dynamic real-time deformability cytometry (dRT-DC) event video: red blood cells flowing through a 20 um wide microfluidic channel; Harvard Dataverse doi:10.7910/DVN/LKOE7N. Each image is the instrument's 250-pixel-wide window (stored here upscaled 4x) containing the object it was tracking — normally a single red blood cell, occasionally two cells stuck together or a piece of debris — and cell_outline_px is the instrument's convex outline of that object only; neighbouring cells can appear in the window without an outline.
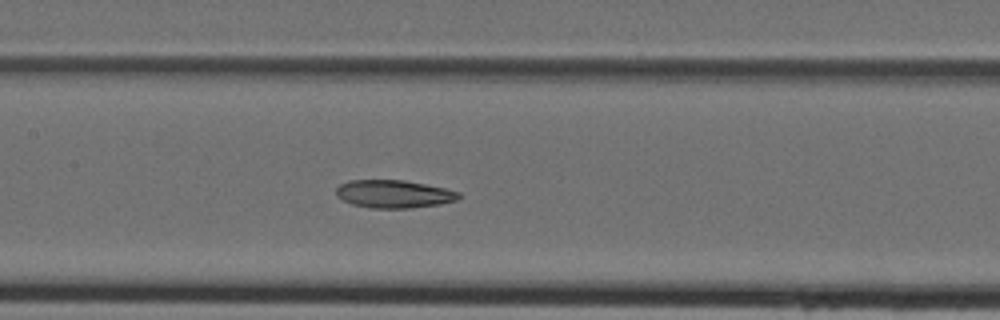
{"species": "Egyptian fruit bat (a non-hibernating species)", "species_latin": "Rousettus aegyptiacus", "temperature_condition": "cold", "stored_images_in_passage": 25, "camera_frame_rate_fps": 3000, "um_per_image_px": 0.085, "animal": {"sex": "female"}, "frame": {"image": 1, "passage_image": 21, "time_ms": 6.667, "image_size_px": [1000, 320], "cell_outline_px": [[460, 196], [456, 200], [440, 204], [408, 208], [368, 208], [352, 204], [336, 196], [336, 188], [340, 184], [348, 180], [404, 180], [444, 188], [460, 192]], "centroid_in_image_um": [33.44, 16.49], "position_along_channel_um": 174.0, "area_um2": 19.88}}
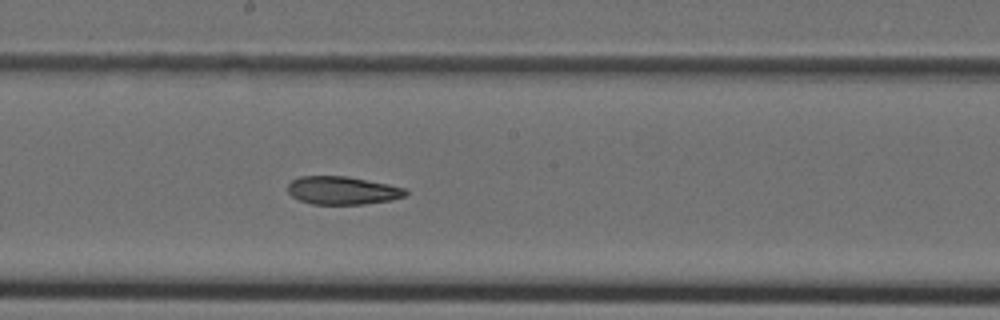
{"frame": {"image": 2, "passage_image": 24, "time_ms": 7.667, "image_size_px": [1000, 320], "cell_outline_px": [[408, 192], [404, 196], [392, 200], [364, 204], [312, 204], [300, 200], [292, 196], [288, 192], [288, 184], [292, 180], [300, 176], [348, 176], [388, 184], [404, 188]], "centroid_in_image_um": [29.1, 16.18], "position_along_channel_um": 219.1, "area_um2": 19.25}}